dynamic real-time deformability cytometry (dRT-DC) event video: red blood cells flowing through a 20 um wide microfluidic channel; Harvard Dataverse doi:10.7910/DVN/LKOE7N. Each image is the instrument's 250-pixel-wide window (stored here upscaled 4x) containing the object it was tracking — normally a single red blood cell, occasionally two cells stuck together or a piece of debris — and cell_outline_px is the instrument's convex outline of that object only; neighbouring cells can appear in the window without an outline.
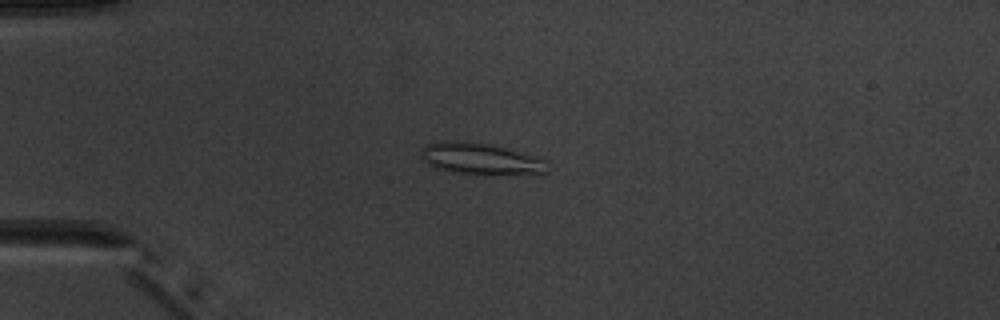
{"species": "common noctule bat (a hibernating species)", "species_latin": "Nyctalus noctula", "temperature_condition": "warm", "stored_images_in_passage": 5, "camera_frame_rate_fps": 3000, "um_per_image_px": 0.085, "animal": {"sex": "male", "body_mass_g": 20.1, "forearm_length_mm": 53.5}, "frame": {"image": 1, "passage_image": 4, "time_ms": 4.333, "image_size_px": [1000, 320], "cell_outline_px": [[548, 160], [544, 172], [452, 172], [436, 168], [420, 160], [420, 148], [424, 144], [444, 140], [456, 140], [484, 144], [504, 148], [536, 156]], "centroid_in_image_um": [40.67, 13.43], "position_along_channel_um": 44.3, "area_um2": 22.2}}